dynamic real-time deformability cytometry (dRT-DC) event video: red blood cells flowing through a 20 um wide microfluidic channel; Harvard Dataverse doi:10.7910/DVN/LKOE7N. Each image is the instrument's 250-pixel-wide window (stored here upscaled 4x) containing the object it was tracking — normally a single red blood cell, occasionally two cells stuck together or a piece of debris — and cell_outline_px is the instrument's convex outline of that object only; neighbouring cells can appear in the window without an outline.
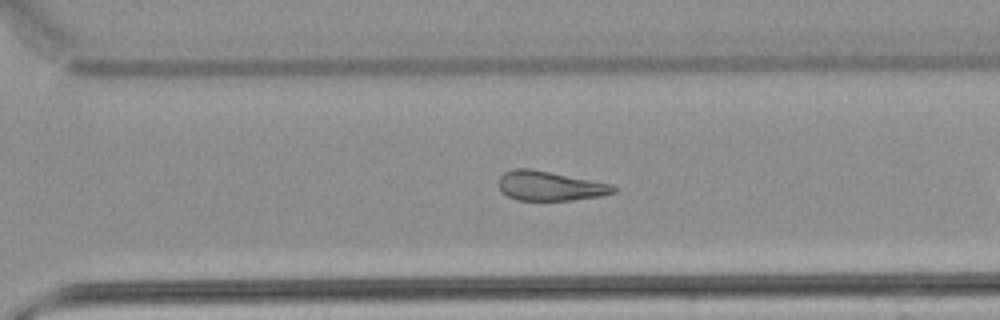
{"species": "common noctule bat (a hibernating species)", "species_latin": "Nyctalus noctula", "temperature_condition": "warm", "stored_images_in_passage": 26, "camera_frame_rate_fps": 3000, "um_per_image_px": 0.085, "animal": {"sex": "male", "body_mass_g": 21.5, "forearm_length_mm": 52.0}, "frame": {"image": 1, "passage_image": 22, "time_ms": 7.0, "image_size_px": [1000, 320], "cell_outline_px": [[620, 188], [616, 192], [600, 196], [572, 200], [516, 200], [500, 192], [500, 176], [504, 172], [512, 168], [532, 168], [612, 184]], "centroid_in_image_um": [46.76, 15.79], "position_along_channel_um": 323.8, "area_um2": 19.94}}